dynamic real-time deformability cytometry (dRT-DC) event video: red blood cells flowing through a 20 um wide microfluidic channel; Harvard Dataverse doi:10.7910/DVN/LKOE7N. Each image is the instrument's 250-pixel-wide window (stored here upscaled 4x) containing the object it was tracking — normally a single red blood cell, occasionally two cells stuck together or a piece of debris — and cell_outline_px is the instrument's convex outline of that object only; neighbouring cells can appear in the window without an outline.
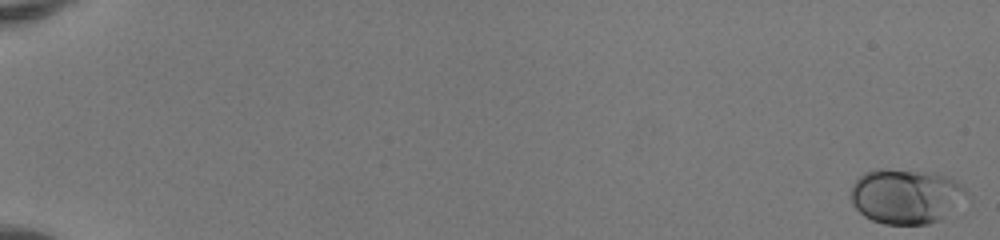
{"species": "human", "species_latin": "Homo sapiens", "temperature_condition": "room temperature", "stored_images_in_passage": 52, "camera_frame_rate_fps": 3000, "um_per_image_px": 0.085, "donor": {"sex": "female"}, "frame": {"image": 1, "passage_image": 1, "time_ms": 0.0, "image_size_px": [1000, 240], "cell_outline_px": [[972, 200], [940, 220], [928, 224], [884, 224], [872, 220], [864, 216], [852, 204], [852, 188], [856, 180], [864, 172], [876, 168], [884, 168], [932, 172], [948, 176], [956, 180], [972, 196]], "centroid_in_image_um": [77.12, 16.68], "position_along_channel_um": 7.9, "area_um2": 38.03}}
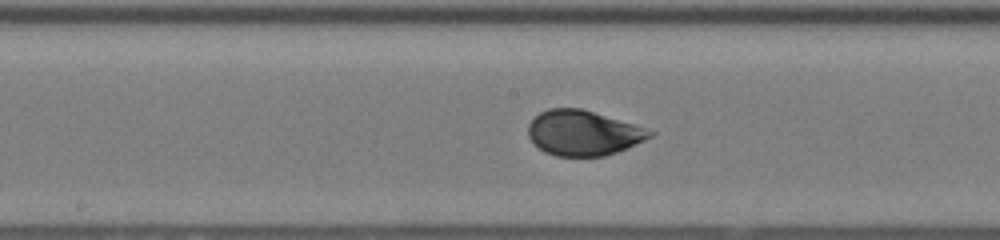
{"frame": {"image": 2, "passage_image": 30, "time_ms": 9.667, "image_size_px": [1000, 240], "cell_outline_px": [[656, 132], [652, 136], [644, 140], [616, 152], [604, 156], [556, 156], [544, 152], [532, 144], [528, 136], [528, 124], [540, 112], [548, 108], [580, 108], [632, 124]], "centroid_in_image_um": [49.51, 11.31], "position_along_channel_um": 198.7, "area_um2": 31.73}}
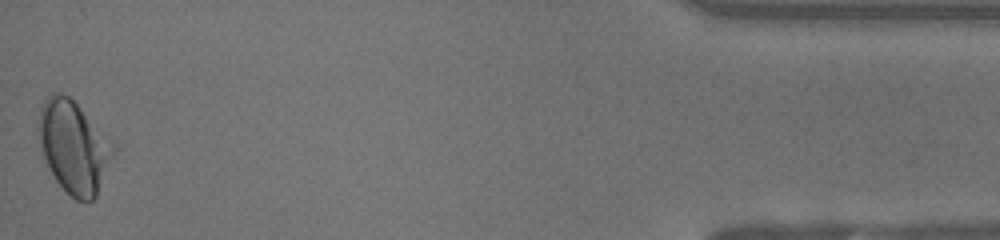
{"frame": {"image": 3, "passage_image": 52, "time_ms": 17.0, "image_size_px": [1000, 240], "cell_outline_px": [[112, 152], [96, 196], [92, 200], [76, 200], [56, 180], [44, 156], [40, 140], [40, 108], [44, 100], [52, 92], [60, 92], [68, 96], [108, 136], [112, 144]], "centroid_in_image_um": [6.25, 12.45], "position_along_channel_um": 429.0, "area_um2": 38.38}, "authors_computed_cell_mechanics": {"area_um2": 32.079, "velocity_mm_per_s": 4.1469, "shape_relaxation_time_tau1_ms": 4.4415, "shape_relaxation_time_tau2_ms": null, "deformation_change_tau1": 0.1359, "deformation_change_tau2": null}}